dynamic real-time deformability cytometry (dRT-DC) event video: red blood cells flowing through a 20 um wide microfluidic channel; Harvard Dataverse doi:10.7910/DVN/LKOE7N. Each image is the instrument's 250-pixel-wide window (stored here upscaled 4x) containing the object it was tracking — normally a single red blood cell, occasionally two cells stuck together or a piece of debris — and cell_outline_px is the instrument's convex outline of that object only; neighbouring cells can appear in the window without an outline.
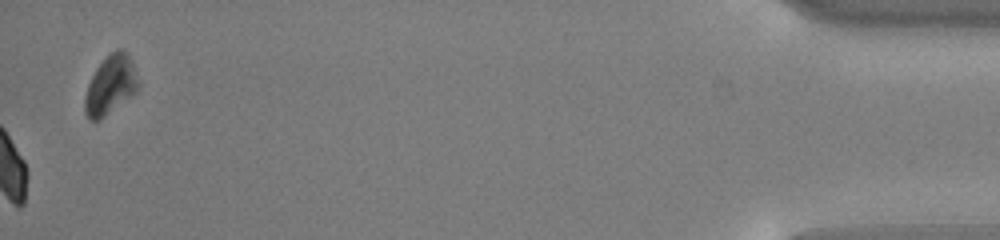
{"species": "common noctule bat (a hibernating species)", "species_latin": "Nyctalus noctula", "temperature_condition": "cold", "stored_images_in_passage": 46, "camera_frame_rate_fps": 3000, "um_per_image_px": 0.085, "animal": {"sex": "male", "body_mass_g": 13.0, "forearm_length_mm": 53.1}, "frame": {"image": 1, "passage_image": 46, "time_ms": 15.0, "image_size_px": [1000, 240], "cell_outline_px": [[140, 84], [136, 92], [100, 120], [88, 120], [84, 112], [84, 96], [88, 84], [96, 68], [116, 48], [124, 48], [128, 52], [132, 60]], "centroid_in_image_um": [9.4, 7.22], "position_along_channel_um": 425.8, "area_um2": 18.5}, "authors_computed_cell_mechanics": {"area_um2": 19.1607, "velocity_mm_per_s": 3.7447, "shape_relaxation_time_tau1_ms": 1.2811, "shape_relaxation_time_tau2_ms": null, "deformation_change_tau1": 0.0765, "deformation_change_tau2": null}}